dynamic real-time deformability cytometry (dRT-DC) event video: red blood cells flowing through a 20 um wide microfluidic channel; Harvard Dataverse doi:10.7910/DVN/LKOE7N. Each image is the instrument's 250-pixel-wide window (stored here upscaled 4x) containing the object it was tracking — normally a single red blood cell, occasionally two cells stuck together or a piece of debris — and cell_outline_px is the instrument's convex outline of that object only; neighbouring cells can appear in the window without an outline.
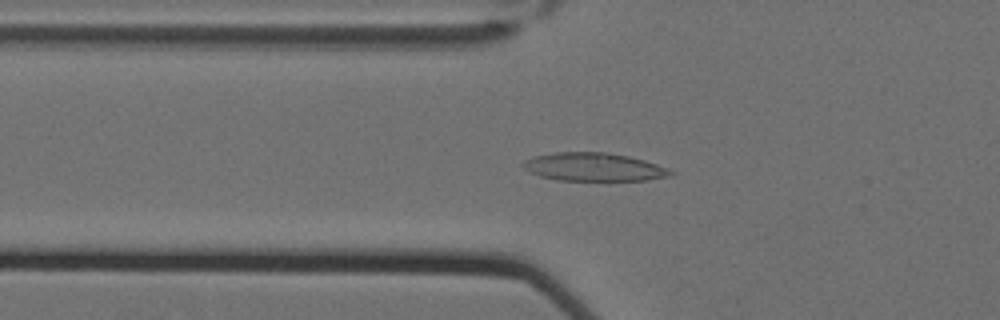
{"species": "Egyptian fruit bat (a non-hibernating species)", "species_latin": "Rousettus aegyptiacus", "temperature_condition": "cold", "stored_images_in_passage": 33, "camera_frame_rate_fps": 3000, "um_per_image_px": 0.085, "animal": {"sex": "female"}, "frame": {"image": 1, "passage_image": 5, "time_ms": 1.333, "image_size_px": [1000, 320], "cell_outline_px": [[676, 172], [668, 176], [648, 180], [560, 180], [540, 176], [528, 172], [520, 164], [524, 160], [536, 156], [556, 152], [604, 152], [628, 156], [644, 160], [656, 164]], "centroid_in_image_um": [50.44, 14.19], "position_along_channel_um": 75.4, "area_um2": 24.1}}
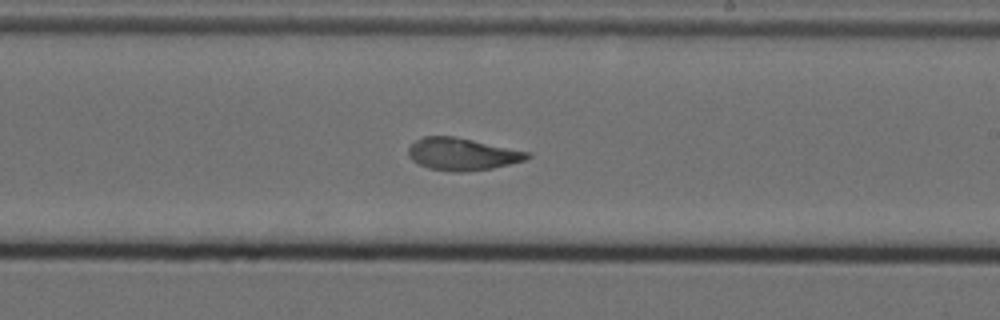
{"frame": {"image": 2, "passage_image": 20, "time_ms": 6.333, "image_size_px": [1000, 320], "cell_outline_px": [[532, 156], [524, 160], [492, 168], [460, 172], [452, 172], [428, 168], [412, 160], [408, 156], [408, 148], [416, 140], [424, 136], [452, 136], [532, 152]], "centroid_in_image_um": [39.28, 13.1], "position_along_channel_um": 249.7, "area_um2": 22.25}}
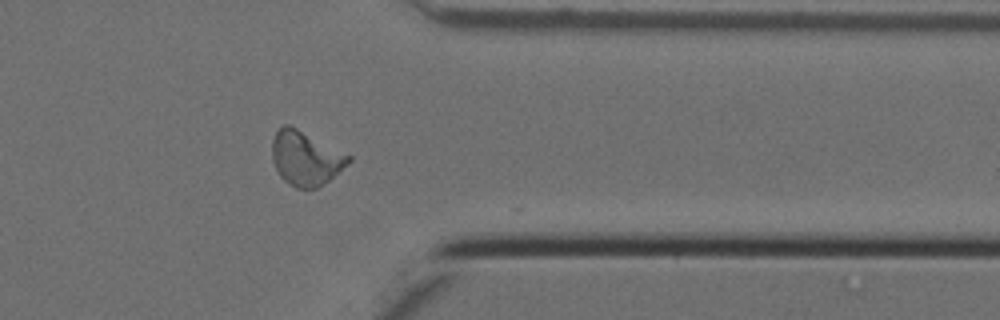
{"frame": {"image": 3, "passage_image": 32, "time_ms": 10.333, "image_size_px": [1000, 320], "cell_outline_px": [[352, 160], [348, 164], [328, 180], [316, 188], [296, 188], [288, 184], [280, 176], [272, 160], [272, 140], [276, 132], [284, 124], [288, 124], [352, 156]], "centroid_in_image_um": [25.96, 13.45], "position_along_channel_um": 385.4, "area_um2": 23.87}, "authors_computed_cell_mechanics": {"area_um2": 22.542, "velocity_mm_per_s": 3.4896, "shape_relaxation_time_tau1_ms": 8.184, "shape_relaxation_time_tau2_ms": 1.7756, "deformation_change_tau1": 0.1952, "deformation_change_tau2": 0.0497}}